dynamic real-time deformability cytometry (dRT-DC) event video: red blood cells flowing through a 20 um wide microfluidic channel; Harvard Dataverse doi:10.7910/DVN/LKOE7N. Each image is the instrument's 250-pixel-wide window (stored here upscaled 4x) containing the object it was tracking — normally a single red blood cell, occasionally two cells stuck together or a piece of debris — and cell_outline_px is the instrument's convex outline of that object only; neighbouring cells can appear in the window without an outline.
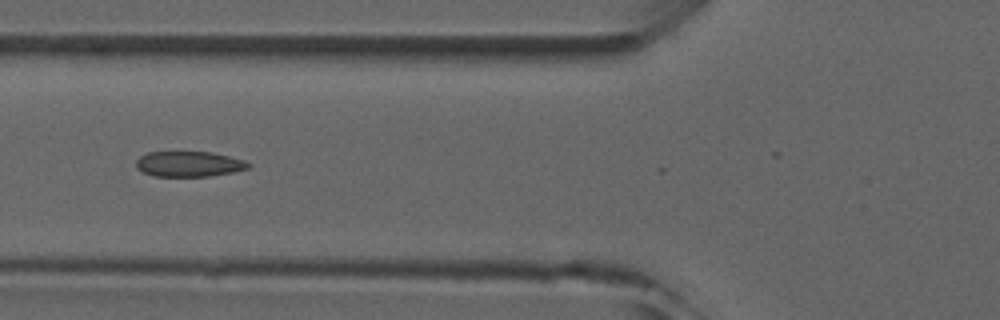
{"species": "common noctule bat (a hibernating species)", "species_latin": "Nyctalus noctula", "temperature_condition": "room temperature", "stored_images_in_passage": 7, "camera_frame_rate_fps": 3000, "um_per_image_px": 0.085, "animal": {"sex": "male", "forearm_length_mm": 52.5}, "frame": {"image": 1, "passage_image": 6, "time_ms": 5.667, "image_size_px": [1000, 320], "cell_outline_px": [[252, 164], [248, 168], [232, 172], [208, 176], [156, 176], [144, 172], [136, 168], [136, 160], [140, 156], [148, 152], [212, 152], [244, 160]], "centroid_in_image_um": [16.05, 13.93], "position_along_channel_um": 109.7, "area_um2": 16.47}}